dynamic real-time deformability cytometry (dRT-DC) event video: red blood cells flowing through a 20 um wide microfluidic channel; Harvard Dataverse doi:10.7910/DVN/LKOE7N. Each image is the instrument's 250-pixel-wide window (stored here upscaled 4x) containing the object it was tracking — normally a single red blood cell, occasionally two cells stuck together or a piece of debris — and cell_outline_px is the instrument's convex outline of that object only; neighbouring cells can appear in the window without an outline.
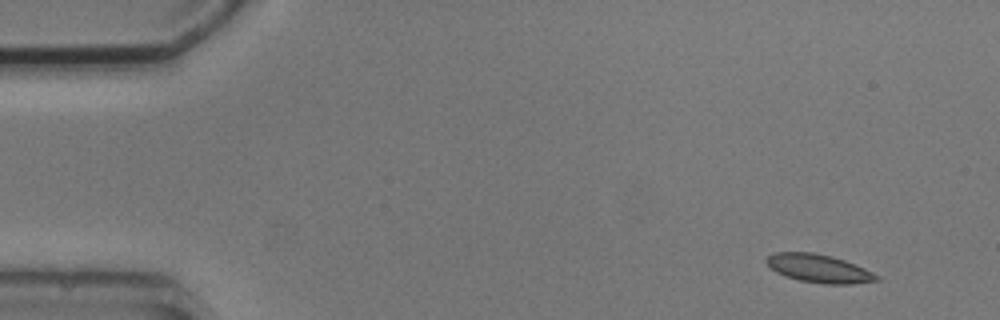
{"species": "common noctule bat (a hibernating species)", "species_latin": "Nyctalus noctula", "temperature_condition": "cold", "stored_images_in_passage": 3, "camera_frame_rate_fps": 3000, "um_per_image_px": 0.085, "animal": {"sex": "male", "body_mass_g": 20.5, "forearm_length_mm": 52.5}, "frame": {"image": 1, "passage_image": 1, "time_ms": 0.0, "image_size_px": [1000, 320], "cell_outline_px": [[880, 280], [852, 284], [824, 284], [800, 280], [784, 276], [768, 268], [764, 260], [768, 256], [776, 252], [812, 252], [832, 256], [844, 260], [864, 268], [880, 276]], "centroid_in_image_um": [69.57, 22.82], "position_along_channel_um": 15.4, "area_um2": 18.26}}